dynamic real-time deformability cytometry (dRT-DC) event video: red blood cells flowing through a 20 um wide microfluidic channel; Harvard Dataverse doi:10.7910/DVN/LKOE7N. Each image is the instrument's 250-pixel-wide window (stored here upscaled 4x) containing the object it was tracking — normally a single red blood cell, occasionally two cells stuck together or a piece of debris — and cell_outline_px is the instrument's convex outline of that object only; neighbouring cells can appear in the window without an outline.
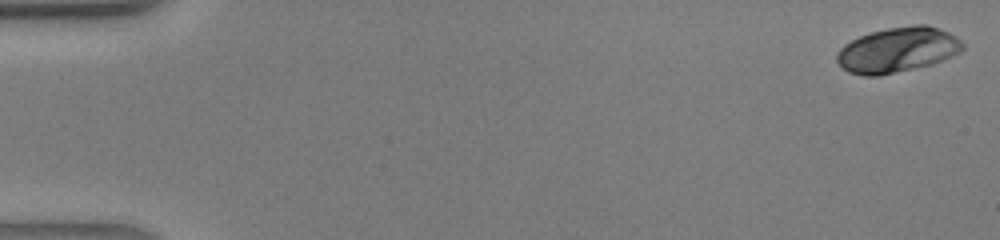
{"species": "human", "species_latin": "Homo sapiens", "temperature_condition": "warm", "stored_images_in_passage": 42, "camera_frame_rate_fps": 3000, "um_per_image_px": 0.085, "donor": {"sex": "male"}, "frame": {"image": 1, "passage_image": 1, "time_ms": 0.0, "image_size_px": [1000, 240], "cell_outline_px": [[964, 48], [960, 52], [932, 64], [880, 76], [864, 76], [848, 72], [836, 60], [836, 52], [844, 44], [860, 36], [872, 32], [888, 28], [912, 24], [928, 24], [940, 28], [956, 36], [964, 44]], "centroid_in_image_um": [76.3, 4.23], "position_along_channel_um": 8.7, "area_um2": 33.18}}
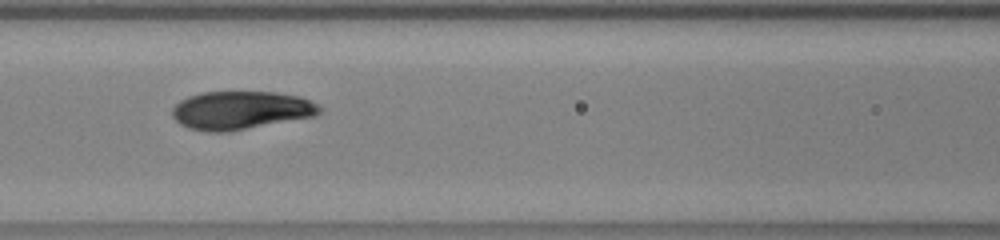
{"frame": {"image": 2, "passage_image": 19, "time_ms": 6.0, "image_size_px": [1000, 240], "cell_outline_px": [[320, 112], [316, 116], [228, 132], [208, 132], [188, 128], [180, 124], [172, 116], [172, 108], [180, 100], [188, 96], [200, 92], [272, 92], [300, 96], [320, 104]], "centroid_in_image_um": [20.46, 9.37], "position_along_channel_um": 146.1, "area_um2": 33.06}}
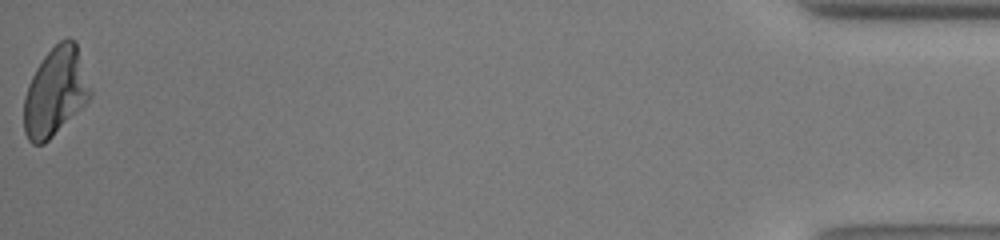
{"frame": {"image": 3, "passage_image": 42, "time_ms": 13.667, "image_size_px": [1000, 240], "cell_outline_px": [[92, 96], [44, 144], [32, 144], [28, 140], [24, 132], [24, 96], [28, 84], [36, 68], [44, 56], [60, 40], [68, 36], [76, 40], [92, 88]], "centroid_in_image_um": [4.72, 7.77], "position_along_channel_um": 430.5, "area_um2": 34.22}}